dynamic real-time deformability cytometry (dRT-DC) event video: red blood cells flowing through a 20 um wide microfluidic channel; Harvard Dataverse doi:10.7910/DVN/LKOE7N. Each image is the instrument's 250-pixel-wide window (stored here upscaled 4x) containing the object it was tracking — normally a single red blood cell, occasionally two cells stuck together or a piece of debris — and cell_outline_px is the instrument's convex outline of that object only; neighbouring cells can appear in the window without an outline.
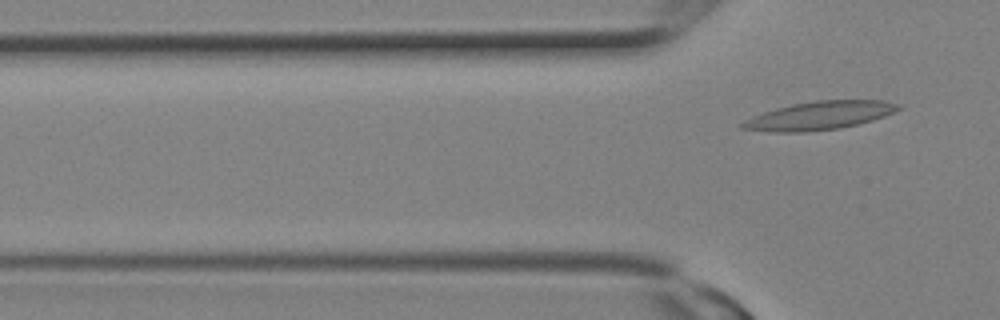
{"species": "Egyptian fruit bat (a non-hibernating species)", "species_latin": "Rousettus aegyptiacus", "temperature_condition": "room temperature", "stored_images_in_passage": 4, "camera_frame_rate_fps": 3000, "um_per_image_px": 0.085, "animal": {"sex": "female"}, "frame": {"image": 1, "passage_image": 4, "time_ms": 1.0, "image_size_px": [1000, 320], "cell_outline_px": [[900, 108], [884, 116], [860, 124], [840, 128], [808, 132], [776, 132], [740, 128], [740, 124], [744, 120], [752, 116], [776, 108], [792, 104], [816, 100], [880, 100], [900, 104]], "centroid_in_image_um": [69.64, 9.83], "position_along_channel_um": 56.2, "area_um2": 25.66}}